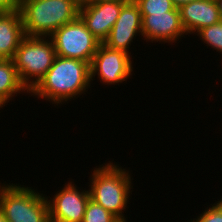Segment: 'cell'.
I'll list each match as a JSON object with an SVG mask.
<instances>
[{
  "label": "cell",
  "mask_w": 222,
  "mask_h": 222,
  "mask_svg": "<svg viewBox=\"0 0 222 222\" xmlns=\"http://www.w3.org/2000/svg\"><path fill=\"white\" fill-rule=\"evenodd\" d=\"M90 82V63L56 56L48 72L29 93L58 105L86 92Z\"/></svg>",
  "instance_id": "obj_1"
},
{
  "label": "cell",
  "mask_w": 222,
  "mask_h": 222,
  "mask_svg": "<svg viewBox=\"0 0 222 222\" xmlns=\"http://www.w3.org/2000/svg\"><path fill=\"white\" fill-rule=\"evenodd\" d=\"M81 0H19L24 32L31 37H50L79 16Z\"/></svg>",
  "instance_id": "obj_2"
},
{
  "label": "cell",
  "mask_w": 222,
  "mask_h": 222,
  "mask_svg": "<svg viewBox=\"0 0 222 222\" xmlns=\"http://www.w3.org/2000/svg\"><path fill=\"white\" fill-rule=\"evenodd\" d=\"M91 177V185H89L91 186L89 189L91 200L101 205L121 222H126L122 210L126 209L131 192L129 172L110 162L96 168Z\"/></svg>",
  "instance_id": "obj_3"
},
{
  "label": "cell",
  "mask_w": 222,
  "mask_h": 222,
  "mask_svg": "<svg viewBox=\"0 0 222 222\" xmlns=\"http://www.w3.org/2000/svg\"><path fill=\"white\" fill-rule=\"evenodd\" d=\"M55 57L56 51L51 39L31 36L23 38L13 61L20 81L29 92L48 72Z\"/></svg>",
  "instance_id": "obj_4"
},
{
  "label": "cell",
  "mask_w": 222,
  "mask_h": 222,
  "mask_svg": "<svg viewBox=\"0 0 222 222\" xmlns=\"http://www.w3.org/2000/svg\"><path fill=\"white\" fill-rule=\"evenodd\" d=\"M0 211L8 222L49 221L47 197L19 184L0 186Z\"/></svg>",
  "instance_id": "obj_5"
},
{
  "label": "cell",
  "mask_w": 222,
  "mask_h": 222,
  "mask_svg": "<svg viewBox=\"0 0 222 222\" xmlns=\"http://www.w3.org/2000/svg\"><path fill=\"white\" fill-rule=\"evenodd\" d=\"M48 39L54 44L56 56L78 59L90 64L101 43L86 28L79 16L57 29Z\"/></svg>",
  "instance_id": "obj_6"
},
{
  "label": "cell",
  "mask_w": 222,
  "mask_h": 222,
  "mask_svg": "<svg viewBox=\"0 0 222 222\" xmlns=\"http://www.w3.org/2000/svg\"><path fill=\"white\" fill-rule=\"evenodd\" d=\"M90 71L92 81L97 74L100 82L112 85L129 79L133 65L129 54L100 43L90 64Z\"/></svg>",
  "instance_id": "obj_7"
},
{
  "label": "cell",
  "mask_w": 222,
  "mask_h": 222,
  "mask_svg": "<svg viewBox=\"0 0 222 222\" xmlns=\"http://www.w3.org/2000/svg\"><path fill=\"white\" fill-rule=\"evenodd\" d=\"M91 199L89 190H78L67 183L54 198L48 200L49 220L53 222H82L86 206Z\"/></svg>",
  "instance_id": "obj_8"
},
{
  "label": "cell",
  "mask_w": 222,
  "mask_h": 222,
  "mask_svg": "<svg viewBox=\"0 0 222 222\" xmlns=\"http://www.w3.org/2000/svg\"><path fill=\"white\" fill-rule=\"evenodd\" d=\"M139 33L142 36L140 9L134 0H129L123 5L118 19L103 44L109 48L129 54V45H131L136 34Z\"/></svg>",
  "instance_id": "obj_9"
},
{
  "label": "cell",
  "mask_w": 222,
  "mask_h": 222,
  "mask_svg": "<svg viewBox=\"0 0 222 222\" xmlns=\"http://www.w3.org/2000/svg\"><path fill=\"white\" fill-rule=\"evenodd\" d=\"M126 2V0H115L93 5H80L79 17L86 28L103 43Z\"/></svg>",
  "instance_id": "obj_10"
},
{
  "label": "cell",
  "mask_w": 222,
  "mask_h": 222,
  "mask_svg": "<svg viewBox=\"0 0 222 222\" xmlns=\"http://www.w3.org/2000/svg\"><path fill=\"white\" fill-rule=\"evenodd\" d=\"M142 36L146 41L176 42L186 34L180 17V11L141 15Z\"/></svg>",
  "instance_id": "obj_11"
},
{
  "label": "cell",
  "mask_w": 222,
  "mask_h": 222,
  "mask_svg": "<svg viewBox=\"0 0 222 222\" xmlns=\"http://www.w3.org/2000/svg\"><path fill=\"white\" fill-rule=\"evenodd\" d=\"M181 23L186 32L197 33L202 28L221 21L215 0H197L179 8Z\"/></svg>",
  "instance_id": "obj_12"
},
{
  "label": "cell",
  "mask_w": 222,
  "mask_h": 222,
  "mask_svg": "<svg viewBox=\"0 0 222 222\" xmlns=\"http://www.w3.org/2000/svg\"><path fill=\"white\" fill-rule=\"evenodd\" d=\"M25 36L18 9L0 13V59H13Z\"/></svg>",
  "instance_id": "obj_13"
},
{
  "label": "cell",
  "mask_w": 222,
  "mask_h": 222,
  "mask_svg": "<svg viewBox=\"0 0 222 222\" xmlns=\"http://www.w3.org/2000/svg\"><path fill=\"white\" fill-rule=\"evenodd\" d=\"M23 91L29 93L19 79L13 59H0V103L5 106L15 94Z\"/></svg>",
  "instance_id": "obj_14"
},
{
  "label": "cell",
  "mask_w": 222,
  "mask_h": 222,
  "mask_svg": "<svg viewBox=\"0 0 222 222\" xmlns=\"http://www.w3.org/2000/svg\"><path fill=\"white\" fill-rule=\"evenodd\" d=\"M82 222H121L116 216L105 210L93 200H89Z\"/></svg>",
  "instance_id": "obj_15"
},
{
  "label": "cell",
  "mask_w": 222,
  "mask_h": 222,
  "mask_svg": "<svg viewBox=\"0 0 222 222\" xmlns=\"http://www.w3.org/2000/svg\"><path fill=\"white\" fill-rule=\"evenodd\" d=\"M200 39L222 54V21L202 28L197 32Z\"/></svg>",
  "instance_id": "obj_16"
},
{
  "label": "cell",
  "mask_w": 222,
  "mask_h": 222,
  "mask_svg": "<svg viewBox=\"0 0 222 222\" xmlns=\"http://www.w3.org/2000/svg\"><path fill=\"white\" fill-rule=\"evenodd\" d=\"M139 6L141 15L179 11L171 0H134Z\"/></svg>",
  "instance_id": "obj_17"
},
{
  "label": "cell",
  "mask_w": 222,
  "mask_h": 222,
  "mask_svg": "<svg viewBox=\"0 0 222 222\" xmlns=\"http://www.w3.org/2000/svg\"><path fill=\"white\" fill-rule=\"evenodd\" d=\"M196 220V221H195ZM195 220L191 222H222V200L214 203L212 207L205 210L200 217L198 216Z\"/></svg>",
  "instance_id": "obj_18"
},
{
  "label": "cell",
  "mask_w": 222,
  "mask_h": 222,
  "mask_svg": "<svg viewBox=\"0 0 222 222\" xmlns=\"http://www.w3.org/2000/svg\"><path fill=\"white\" fill-rule=\"evenodd\" d=\"M19 0H0V13H5L18 9Z\"/></svg>",
  "instance_id": "obj_19"
},
{
  "label": "cell",
  "mask_w": 222,
  "mask_h": 222,
  "mask_svg": "<svg viewBox=\"0 0 222 222\" xmlns=\"http://www.w3.org/2000/svg\"><path fill=\"white\" fill-rule=\"evenodd\" d=\"M107 1H115V0H81L80 5H93V4H98L102 2H107ZM129 1V0H126Z\"/></svg>",
  "instance_id": "obj_20"
},
{
  "label": "cell",
  "mask_w": 222,
  "mask_h": 222,
  "mask_svg": "<svg viewBox=\"0 0 222 222\" xmlns=\"http://www.w3.org/2000/svg\"><path fill=\"white\" fill-rule=\"evenodd\" d=\"M171 1L176 8H180L184 4L191 3L197 0H171Z\"/></svg>",
  "instance_id": "obj_21"
},
{
  "label": "cell",
  "mask_w": 222,
  "mask_h": 222,
  "mask_svg": "<svg viewBox=\"0 0 222 222\" xmlns=\"http://www.w3.org/2000/svg\"><path fill=\"white\" fill-rule=\"evenodd\" d=\"M215 1H216L217 7H218V10H219V14H220V18H221V21H222V0H215Z\"/></svg>",
  "instance_id": "obj_22"
},
{
  "label": "cell",
  "mask_w": 222,
  "mask_h": 222,
  "mask_svg": "<svg viewBox=\"0 0 222 222\" xmlns=\"http://www.w3.org/2000/svg\"><path fill=\"white\" fill-rule=\"evenodd\" d=\"M0 222H8L4 214L0 211Z\"/></svg>",
  "instance_id": "obj_23"
}]
</instances>
